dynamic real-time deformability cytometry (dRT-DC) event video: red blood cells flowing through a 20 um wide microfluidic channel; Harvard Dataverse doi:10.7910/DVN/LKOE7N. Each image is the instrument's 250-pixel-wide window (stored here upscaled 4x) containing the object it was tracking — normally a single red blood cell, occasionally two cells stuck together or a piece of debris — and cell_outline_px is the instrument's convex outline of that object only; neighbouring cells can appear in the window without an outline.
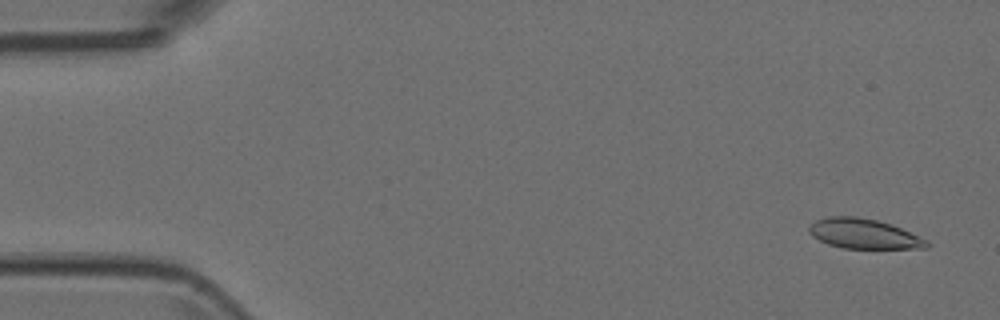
{"species": "Egyptian fruit bat (a non-hibernating species)", "species_latin": "Rousettus aegyptiacus", "temperature_condition": "room temperature", "stored_images_in_passage": 9, "camera_frame_rate_fps": 3000, "um_per_image_px": 0.085, "animal": {"sex": "female"}, "frame": {"image": 1, "passage_image": 1, "time_ms": 0.0, "image_size_px": [1000, 320], "cell_outline_px": [[932, 244], [928, 248], [844, 248], [828, 244], [812, 236], [808, 232], [808, 224], [816, 220], [828, 216], [856, 216], [876, 220], [892, 224], [928, 240]], "centroid_in_image_um": [73.42, 19.86], "position_along_channel_um": 11.6, "area_um2": 20.63}}
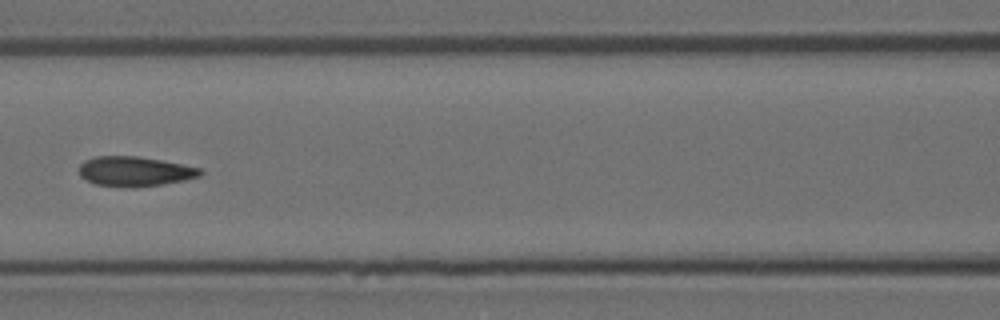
{"frame": {"image": 2, "passage_image": 7, "time_ms": 2.0, "image_size_px": [1000, 320], "cell_outline_px": [[204, 172], [200, 176], [184, 180], [164, 184], [136, 188], [124, 188], [96, 184], [80, 176], [80, 164], [84, 160], [96, 156], [136, 156], [160, 160], [200, 168]], "centroid_in_image_um": [11.45, 14.58], "position_along_channel_um": 155.2, "area_um2": 21.1}}
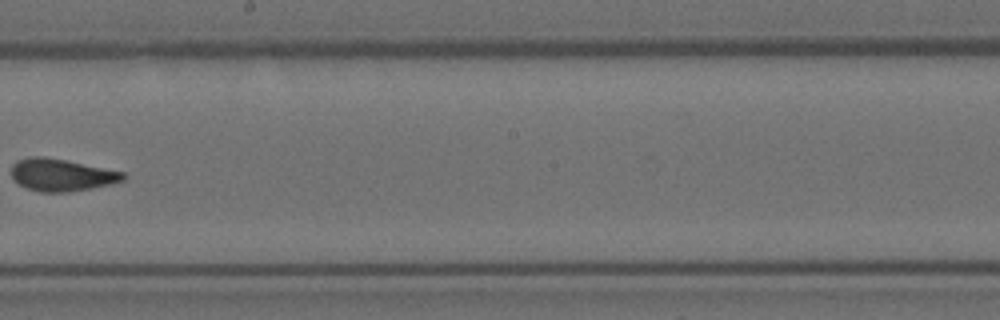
{"frame": {"image": 3, "passage_image": 9, "time_ms": 2.667, "image_size_px": [1000, 320], "cell_outline_px": [[128, 176], [124, 180], [92, 188], [68, 192], [40, 192], [28, 188], [20, 184], [12, 176], [12, 164], [16, 160], [28, 156], [44, 156], [124, 172]], "centroid_in_image_um": [5.22, 14.86], "position_along_channel_um": 243.0, "area_um2": 20.87}}